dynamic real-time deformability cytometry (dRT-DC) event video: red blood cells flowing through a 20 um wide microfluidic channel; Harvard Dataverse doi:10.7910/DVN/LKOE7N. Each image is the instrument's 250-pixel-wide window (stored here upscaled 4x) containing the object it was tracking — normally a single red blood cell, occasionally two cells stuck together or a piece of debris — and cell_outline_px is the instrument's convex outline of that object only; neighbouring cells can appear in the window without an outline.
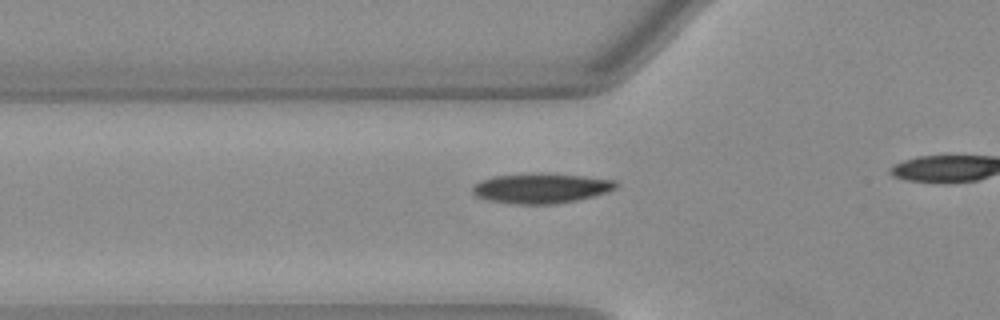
{"species": "Egyptian fruit bat (a non-hibernating species)", "species_latin": "Rousettus aegyptiacus", "temperature_condition": "warm", "stored_images_in_passage": 34, "camera_frame_rate_fps": 3000, "um_per_image_px": 0.085, "animal": {"sex": "female"}, "frame": {"image": 1, "passage_image": 13, "time_ms": 4.0, "image_size_px": [1000, 320], "cell_outline_px": [[620, 184], [616, 188], [592, 196], [576, 200], [552, 204], [512, 204], [488, 200], [476, 196], [472, 192], [472, 188], [480, 180], [492, 176], [536, 172], [548, 172], [584, 176], [616, 180]], "centroid_in_image_um": [45.97, 15.98], "position_along_channel_um": 79.8, "area_um2": 25.37}}
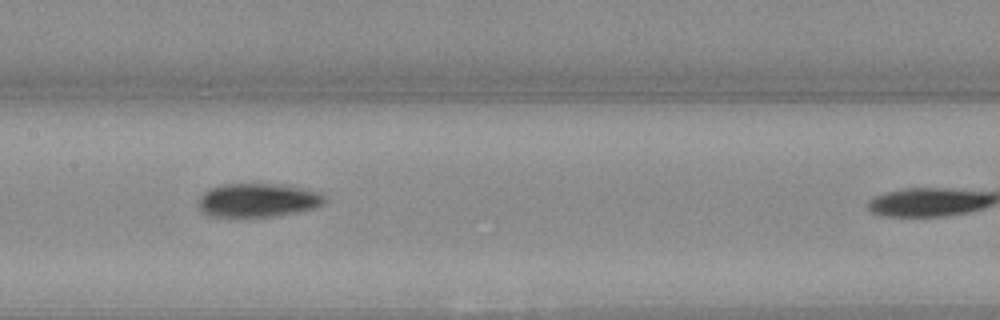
{"frame": {"image": 2, "passage_image": 21, "time_ms": 6.667, "image_size_px": [1000, 320], "cell_outline_px": [[328, 196], [324, 204], [312, 208], [296, 212], [272, 216], [208, 216], [200, 208], [200, 196], [208, 188], [220, 184], [256, 180], [288, 184], [308, 188], [324, 192]], "centroid_in_image_um": [22.0, 16.93], "position_along_channel_um": 185.4, "area_um2": 26.07}}
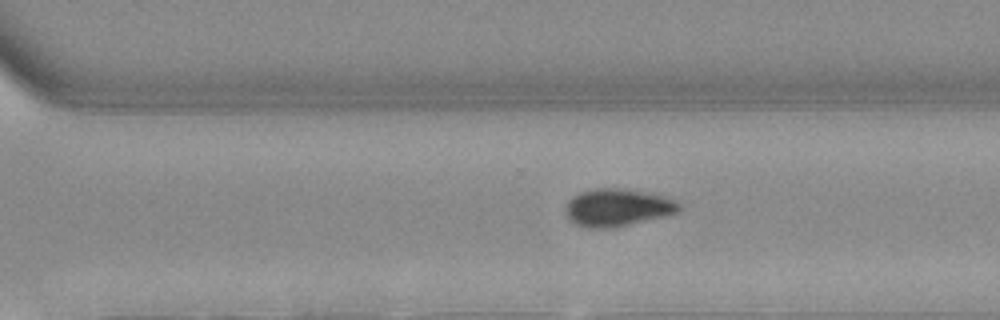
{"frame": {"image": 3, "passage_image": 31, "time_ms": 10.0, "image_size_px": [1000, 320], "cell_outline_px": [[680, 212], [664, 216], [608, 228], [580, 228], [568, 216], [564, 208], [568, 200], [572, 196], [580, 192], [592, 188], [624, 188], [652, 192], [676, 200], [680, 204]], "centroid_in_image_um": [52.48, 17.61], "position_along_channel_um": 318.1, "area_um2": 25.03}}